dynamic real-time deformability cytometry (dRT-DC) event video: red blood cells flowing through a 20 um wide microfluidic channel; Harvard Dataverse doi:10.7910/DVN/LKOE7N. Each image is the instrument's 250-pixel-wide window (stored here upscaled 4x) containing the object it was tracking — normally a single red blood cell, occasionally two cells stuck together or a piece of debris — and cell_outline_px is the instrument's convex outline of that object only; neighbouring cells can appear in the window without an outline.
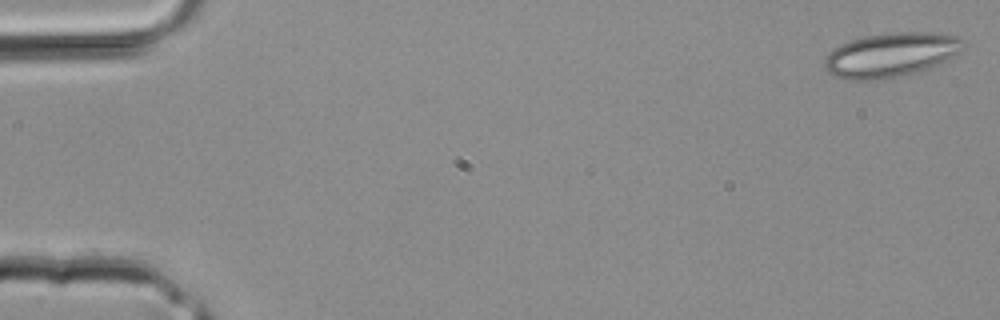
{"species": "common noctule bat (a hibernating species)", "species_latin": "Nyctalus noctula", "temperature_condition": "room temperature", "stored_images_in_passage": 4, "camera_frame_rate_fps": 3000, "um_per_image_px": 0.085, "animal": {"sex": "male", "body_mass_g": 20.4}, "frame": {"image": 1, "passage_image": 1, "time_ms": 0.0, "image_size_px": [1000, 320], "cell_outline_px": [[964, 48], [960, 52], [948, 60], [940, 64], [892, 80], [844, 80], [832, 76], [824, 68], [824, 56], [832, 48], [840, 44], [864, 36], [900, 32], [940, 32], [956, 36], [964, 44]], "centroid_in_image_um": [75.69, 4.69], "position_along_channel_um": 9.3, "area_um2": 36.59}}